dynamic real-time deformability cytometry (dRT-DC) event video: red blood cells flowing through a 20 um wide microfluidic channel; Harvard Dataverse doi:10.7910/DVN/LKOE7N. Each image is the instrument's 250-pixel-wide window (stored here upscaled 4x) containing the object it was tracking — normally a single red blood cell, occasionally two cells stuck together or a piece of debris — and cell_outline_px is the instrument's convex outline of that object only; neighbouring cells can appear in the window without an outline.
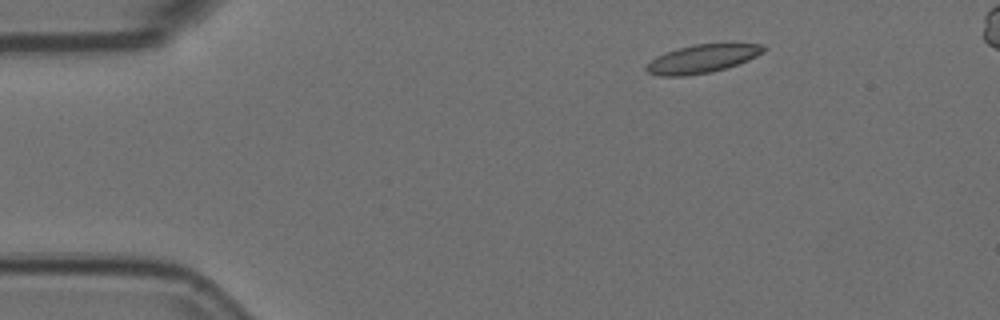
{"species": "Egyptian fruit bat (a non-hibernating species)", "species_latin": "Rousettus aegyptiacus", "temperature_condition": "room temperature", "stored_images_in_passage": 5, "segment_of_instrument_passage": [1, 2], "camera_frame_rate_fps": 3000, "um_per_image_px": 0.085, "animal": {"sex": "female"}, "frame": {"image": 1, "passage_image": 2, "time_ms": 0.333, "image_size_px": [1000, 320], "cell_outline_px": [[768, 48], [764, 52], [748, 60], [724, 68], [708, 72], [684, 76], [664, 76], [648, 72], [644, 68], [656, 56], [664, 52], [676, 48], [692, 44], [764, 44]], "centroid_in_image_um": [59.68, 4.98], "position_along_channel_um": 25.3, "area_um2": 19.13}}